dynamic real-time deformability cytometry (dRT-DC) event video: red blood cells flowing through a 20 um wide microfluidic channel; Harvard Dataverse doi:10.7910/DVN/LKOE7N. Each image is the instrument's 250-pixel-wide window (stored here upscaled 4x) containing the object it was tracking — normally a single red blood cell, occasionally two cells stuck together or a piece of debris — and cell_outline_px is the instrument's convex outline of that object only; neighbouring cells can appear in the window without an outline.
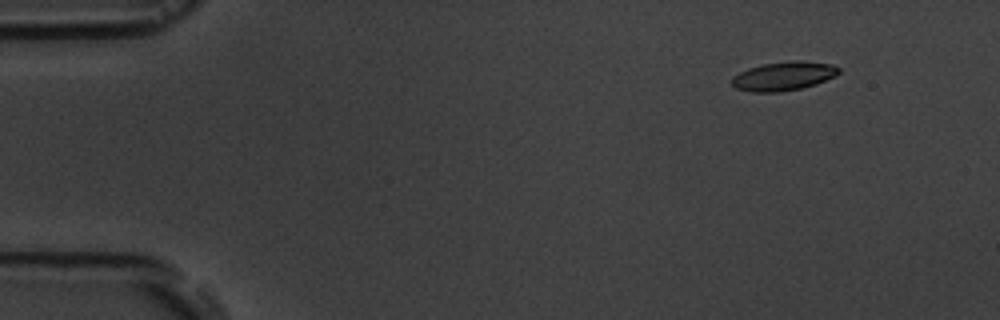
{"species": "common noctule bat (a hibernating species)", "species_latin": "Nyctalus noctula", "temperature_condition": "room temperature", "stored_images_in_passage": 5, "camera_frame_rate_fps": 3000, "um_per_image_px": 0.085, "animal": {"sex": "male", "body_mass_g": 19.5, "forearm_length_mm": 54.6}, "frame": {"image": 1, "passage_image": 2, "time_ms": 1.0, "image_size_px": [1000, 320], "cell_outline_px": [[840, 72], [836, 76], [816, 84], [800, 88], [776, 92], [752, 92], [736, 88], [732, 84], [732, 76], [748, 68], [764, 64], [796, 60], [800, 60], [832, 64], [840, 68]], "centroid_in_image_um": [66.62, 6.46], "position_along_channel_um": 18.4, "area_um2": 17.92}}
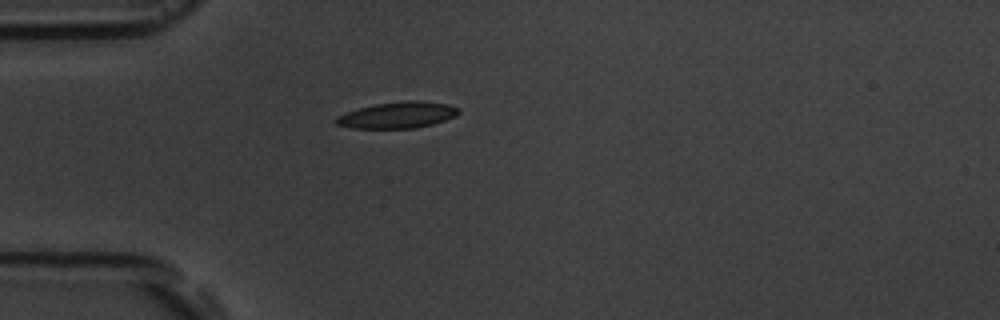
{"frame": {"image": 2, "passage_image": 5, "time_ms": 4.333, "image_size_px": [1000, 320], "cell_outline_px": [[460, 112], [456, 116], [432, 124], [416, 128], [352, 128], [336, 124], [332, 120], [336, 116], [360, 108], [376, 104], [408, 100], [416, 100], [448, 104], [460, 108]], "centroid_in_image_um": [33.8, 9.78], "position_along_channel_um": 51.2, "area_um2": 18.73}}